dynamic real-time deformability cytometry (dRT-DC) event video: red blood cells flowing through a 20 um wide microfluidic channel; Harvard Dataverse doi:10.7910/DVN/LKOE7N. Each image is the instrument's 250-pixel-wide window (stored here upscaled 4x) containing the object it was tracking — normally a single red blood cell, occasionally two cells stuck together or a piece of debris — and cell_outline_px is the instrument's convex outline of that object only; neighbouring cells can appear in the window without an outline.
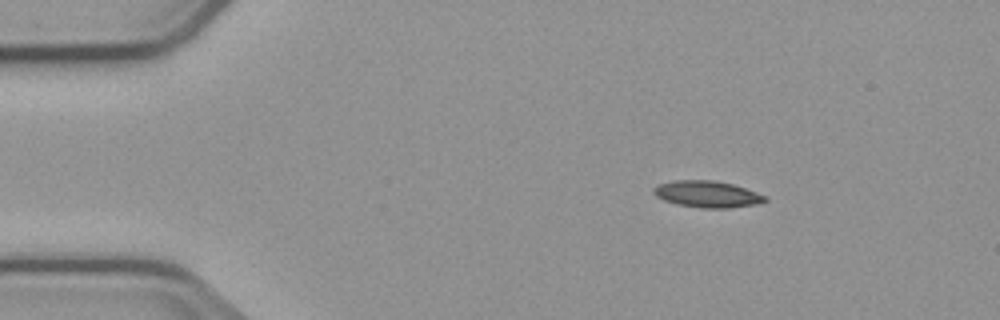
{"species": "common noctule bat (a hibernating species)", "species_latin": "Nyctalus noctula", "temperature_condition": "cold", "stored_images_in_passage": 5, "camera_frame_rate_fps": 3000, "um_per_image_px": 0.085, "animal": {"sex": "male", "body_mass_g": 23.1, "forearm_length_mm": 52.7}, "frame": {"image": 1, "passage_image": 2, "time_ms": 1.333, "image_size_px": [1000, 320], "cell_outline_px": [[768, 200], [756, 204], [728, 208], [704, 208], [676, 204], [664, 200], [656, 196], [652, 192], [652, 188], [660, 184], [672, 180], [716, 180], [732, 184], [768, 196]], "centroid_in_image_um": [60.11, 16.5], "position_along_channel_um": 24.9, "area_um2": 17.28}}
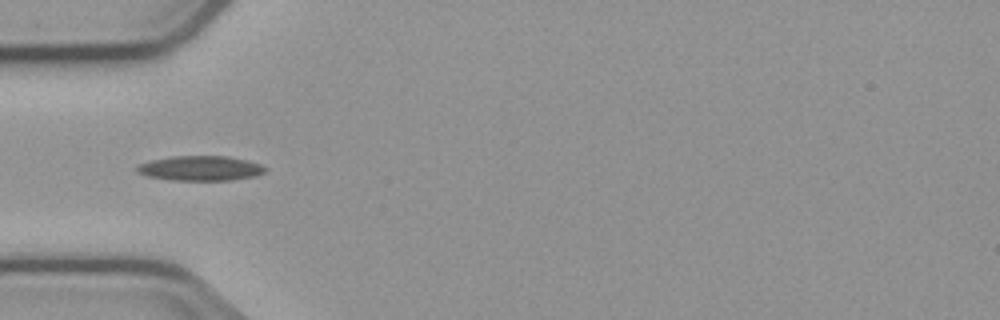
{"frame": {"image": 2, "passage_image": 4, "time_ms": 4.333, "image_size_px": [1000, 320], "cell_outline_px": [[268, 168], [264, 172], [256, 176], [228, 180], [172, 180], [144, 176], [136, 172], [136, 164], [152, 160], [172, 156], [228, 156], [248, 160], [260, 164]], "centroid_in_image_um": [17.0, 14.3], "position_along_channel_um": 68.0, "area_um2": 18.73}}
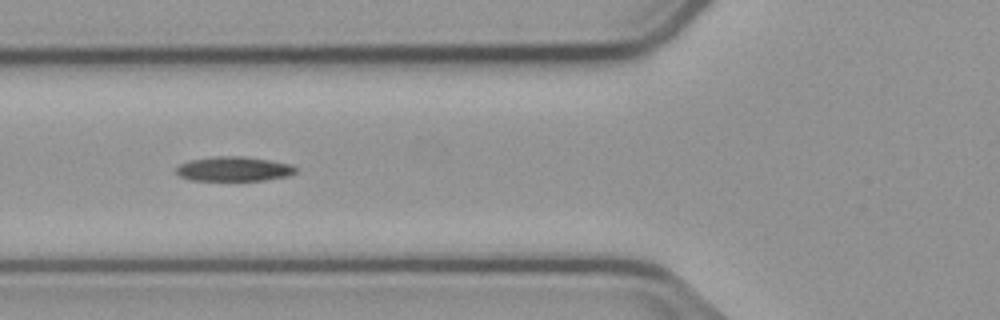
{"frame": {"image": 3, "passage_image": 5, "time_ms": 5.333, "image_size_px": [1000, 320], "cell_outline_px": [[296, 172], [288, 176], [264, 180], [188, 180], [180, 176], [176, 172], [176, 168], [180, 164], [188, 160], [216, 156], [244, 156], [292, 164], [296, 168]], "centroid_in_image_um": [19.86, 14.35], "position_along_channel_um": 105.9, "area_um2": 17.11}}